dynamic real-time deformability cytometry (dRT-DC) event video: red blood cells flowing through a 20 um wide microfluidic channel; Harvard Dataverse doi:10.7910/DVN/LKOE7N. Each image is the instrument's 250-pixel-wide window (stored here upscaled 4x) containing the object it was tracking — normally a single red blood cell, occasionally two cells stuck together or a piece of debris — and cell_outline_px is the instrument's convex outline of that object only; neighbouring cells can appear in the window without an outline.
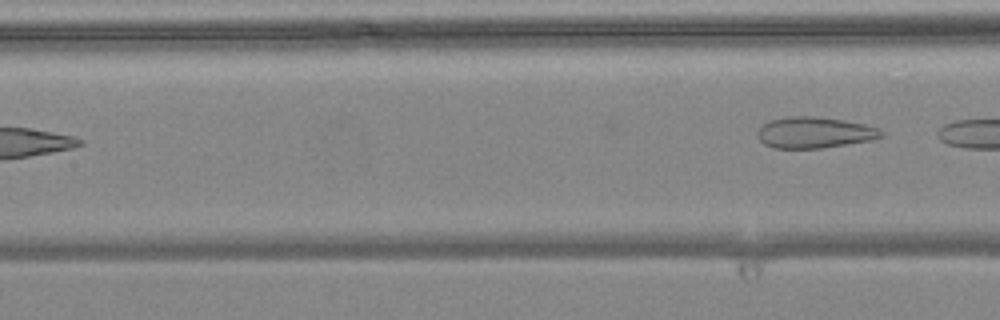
{"species": "common noctule bat (a hibernating species)", "species_latin": "Nyctalus noctula", "temperature_condition": "warm", "stored_images_in_passage": 4, "camera_frame_rate_fps": 3000, "um_per_image_px": 0.085, "animal": {"sex": "female", "body_mass_g": 24.6, "forearm_length_mm": 56.2}, "frame": {"image": 1, "passage_image": 4, "time_ms": 1.0, "image_size_px": [1000, 320], "cell_outline_px": [[884, 136], [872, 140], [824, 148], [772, 148], [764, 144], [760, 140], [756, 132], [764, 124], [772, 120], [788, 116], [812, 116], [844, 120], [864, 124], [880, 128], [884, 132]], "centroid_in_image_um": [69.27, 11.27], "position_along_channel_um": 138.1, "area_um2": 22.54}}